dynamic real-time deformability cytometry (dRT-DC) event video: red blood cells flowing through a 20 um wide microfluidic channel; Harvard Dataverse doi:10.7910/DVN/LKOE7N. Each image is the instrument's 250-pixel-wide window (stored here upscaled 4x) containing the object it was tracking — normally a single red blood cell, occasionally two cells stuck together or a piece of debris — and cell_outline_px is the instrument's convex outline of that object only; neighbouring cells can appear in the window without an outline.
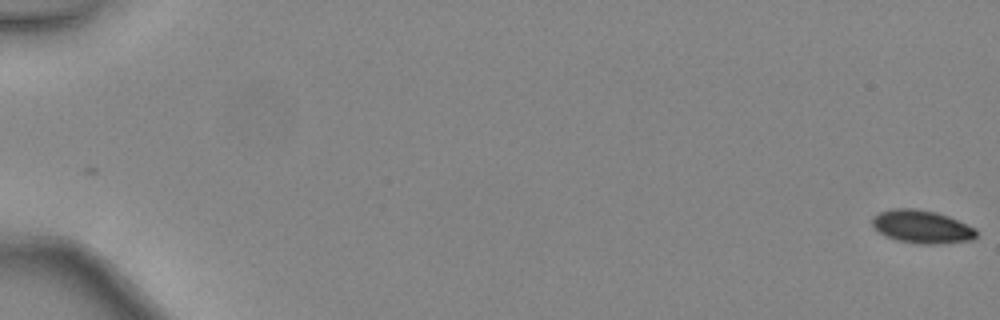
{"species": "common noctule bat (a hibernating species)", "species_latin": "Nyctalus noctula", "temperature_condition": "warm", "stored_images_in_passage": 17, "camera_frame_rate_fps": 3000, "um_per_image_px": 0.085, "animal": {"sex": "female", "body_mass_g": 24.6, "forearm_length_mm": 56.2}, "frame": {"image": 1, "passage_image": 1, "time_ms": 0.0, "image_size_px": [1000, 320], "cell_outline_px": [[976, 236], [972, 240], [936, 244], [920, 244], [896, 240], [880, 232], [872, 224], [872, 216], [880, 212], [892, 208], [916, 208], [936, 212], [948, 216], [976, 228]], "centroid_in_image_um": [78.36, 19.26], "position_along_channel_um": 6.6, "area_um2": 20.0}}
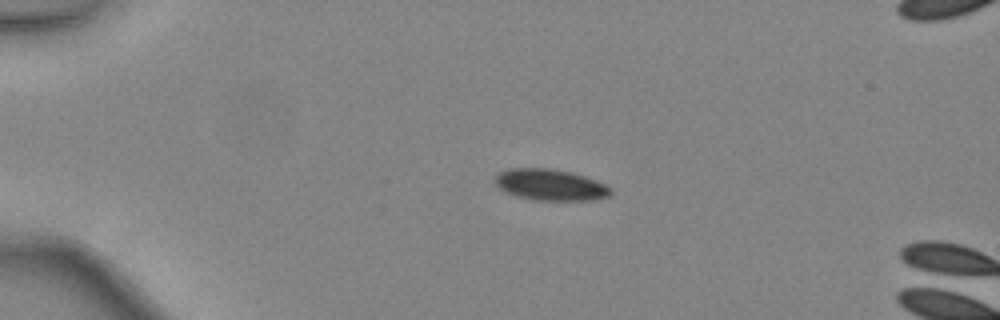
{"frame": {"image": 2, "passage_image": 13, "time_ms": 4.0, "image_size_px": [1000, 320], "cell_outline_px": [[612, 192], [608, 196], [592, 200], [532, 200], [516, 196], [500, 188], [496, 184], [496, 176], [500, 172], [508, 168], [548, 168], [572, 172], [596, 180], [612, 188]], "centroid_in_image_um": [46.79, 15.71], "position_along_channel_um": 38.2, "area_um2": 20.98}}